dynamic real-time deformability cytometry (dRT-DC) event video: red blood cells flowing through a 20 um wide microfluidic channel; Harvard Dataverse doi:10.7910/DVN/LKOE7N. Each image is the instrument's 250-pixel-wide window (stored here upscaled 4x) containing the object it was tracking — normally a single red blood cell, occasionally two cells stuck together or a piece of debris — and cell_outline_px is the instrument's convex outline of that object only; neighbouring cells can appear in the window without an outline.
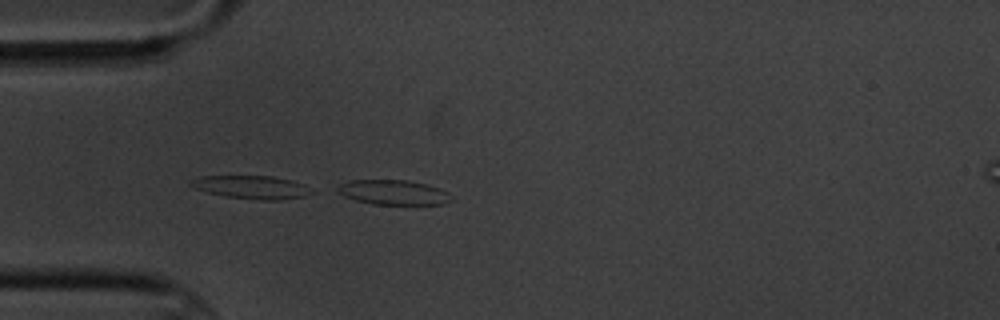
{"species": "common noctule bat (a hibernating species)", "species_latin": "Nyctalus noctula", "temperature_condition": "cold", "stored_images_in_passage": 4, "camera_frame_rate_fps": 3000, "um_per_image_px": 0.085, "animal": {"sex": "male", "body_mass_g": 20.1, "forearm_length_mm": 53.5}, "frame": {"image": 1, "passage_image": 3, "time_ms": 3.333, "image_size_px": [1000, 320], "cell_outline_px": [[452, 200], [444, 204], [372, 204], [356, 200], [344, 196], [336, 192], [336, 188], [340, 184], [348, 180], [408, 180], [428, 184], [440, 188], [448, 192], [452, 196]], "centroid_in_image_um": [33.44, 16.34], "position_along_channel_um": 51.6, "area_um2": 16.59}}